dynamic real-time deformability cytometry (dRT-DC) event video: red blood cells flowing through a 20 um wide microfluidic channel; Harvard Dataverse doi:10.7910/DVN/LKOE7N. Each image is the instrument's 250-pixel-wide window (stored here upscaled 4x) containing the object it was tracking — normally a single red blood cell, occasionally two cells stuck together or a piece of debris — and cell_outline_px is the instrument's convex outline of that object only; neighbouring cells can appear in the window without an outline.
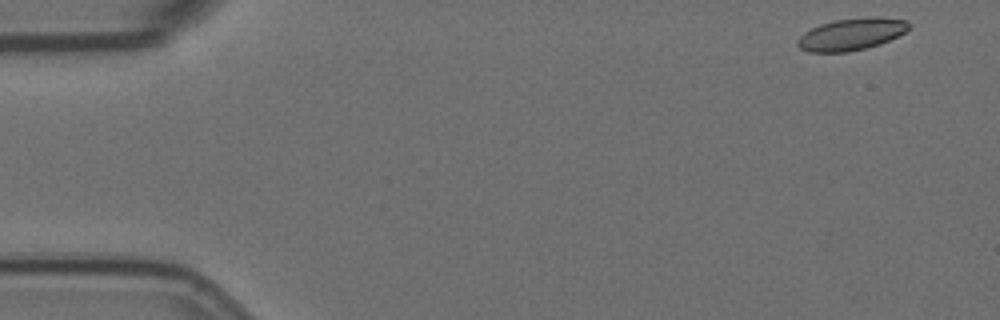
{"species": "Egyptian fruit bat (a non-hibernating species)", "species_latin": "Rousettus aegyptiacus", "temperature_condition": "room temperature", "stored_images_in_passage": 6, "camera_frame_rate_fps": 3000, "um_per_image_px": 0.085, "animal": {"sex": "female"}, "frame": {"image": 1, "passage_image": 1, "time_ms": 0.0, "image_size_px": [1000, 320], "cell_outline_px": [[908, 28], [904, 32], [880, 44], [848, 52], [808, 52], [800, 48], [796, 44], [796, 40], [804, 32], [820, 24], [836, 20], [872, 16], [908, 20]], "centroid_in_image_um": [72.33, 2.91], "position_along_channel_um": 12.7, "area_um2": 20.58}}
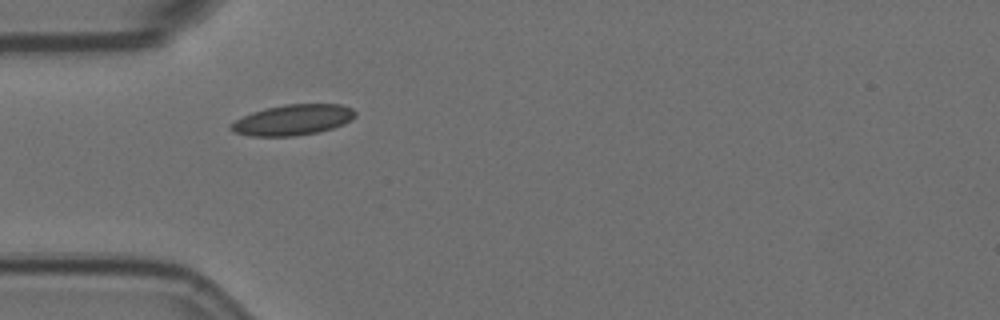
{"frame": {"image": 2, "passage_image": 5, "time_ms": 1.333, "image_size_px": [1000, 320], "cell_outline_px": [[356, 116], [352, 120], [344, 124], [332, 128], [316, 132], [296, 136], [252, 136], [236, 132], [228, 128], [228, 124], [252, 112], [264, 108], [284, 104], [340, 104], [352, 108], [356, 112]], "centroid_in_image_um": [24.9, 10.18], "position_along_channel_um": 60.1, "area_um2": 22.25}}
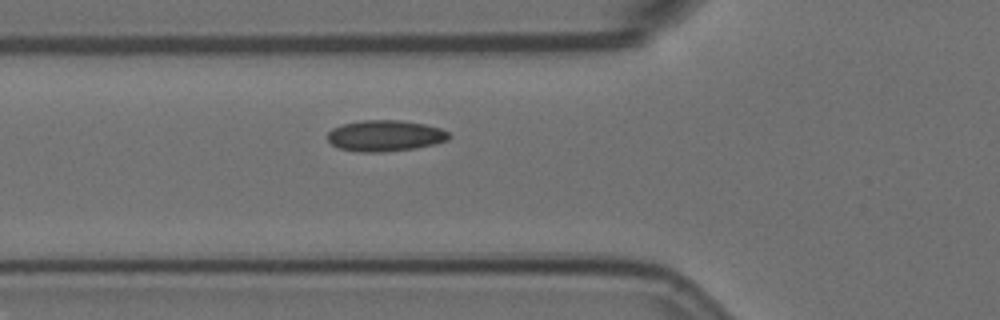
{"frame": {"image": 3, "passage_image": 6, "time_ms": 1.667, "image_size_px": [1000, 320], "cell_outline_px": [[452, 136], [448, 140], [436, 144], [412, 148], [380, 152], [360, 152], [340, 148], [332, 144], [328, 140], [328, 132], [332, 128], [340, 124], [360, 120], [400, 120], [424, 124], [440, 128], [448, 132]], "centroid_in_image_um": [32.73, 11.52], "position_along_channel_um": 93.1, "area_um2": 22.02}}